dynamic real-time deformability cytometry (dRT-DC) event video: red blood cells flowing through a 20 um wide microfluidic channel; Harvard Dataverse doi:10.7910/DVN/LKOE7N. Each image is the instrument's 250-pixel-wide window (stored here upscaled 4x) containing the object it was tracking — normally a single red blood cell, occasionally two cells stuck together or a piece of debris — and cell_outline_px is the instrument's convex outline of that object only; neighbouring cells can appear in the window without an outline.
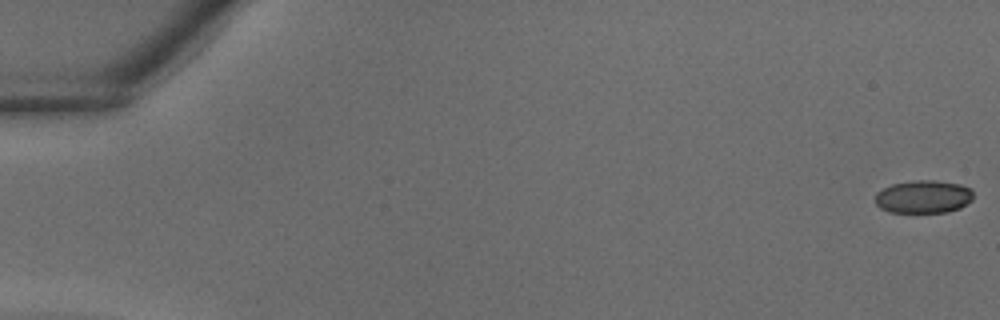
{"species": "common noctule bat (a hibernating species)", "species_latin": "Nyctalus noctula", "temperature_condition": "warm", "stored_images_in_passage": 39, "camera_frame_rate_fps": 3000, "um_per_image_px": 0.085, "animal": {"sex": "male", "body_mass_g": 18.8}, "frame": {"image": 1, "passage_image": 1, "time_ms": 0.0, "image_size_px": [1000, 320], "cell_outline_px": [[972, 200], [960, 208], [948, 212], [888, 212], [880, 208], [876, 204], [876, 192], [892, 184], [916, 180], [936, 180], [960, 184], [972, 188]], "centroid_in_image_um": [78.5, 16.72], "position_along_channel_um": 6.5, "area_um2": 18.9}}
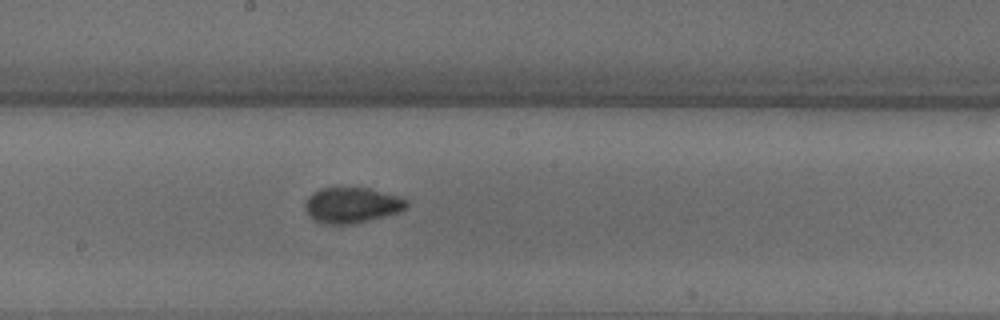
{"frame": {"image": 2, "passage_image": 22, "time_ms": 7.0, "image_size_px": [1000, 320], "cell_outline_px": [[408, 208], [400, 212], [352, 224], [328, 224], [312, 220], [308, 216], [304, 208], [304, 204], [308, 196], [312, 192], [320, 188], [368, 188], [396, 196], [408, 200]], "centroid_in_image_um": [29.87, 17.44], "position_along_channel_um": 218.3, "area_um2": 21.1}}
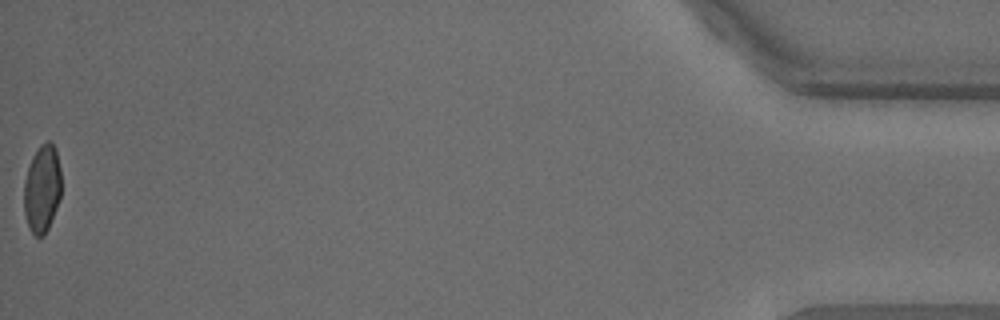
{"frame": {"image": 3, "passage_image": 39, "time_ms": 12.667, "image_size_px": [1000, 320], "cell_outline_px": [[60, 196], [56, 208], [48, 228], [44, 236], [36, 236], [28, 228], [24, 212], [24, 180], [32, 156], [40, 144], [48, 140], [56, 148], [60, 168]], "centroid_in_image_um": [3.57, 16.02], "position_along_channel_um": 431.6, "area_um2": 19.07}}